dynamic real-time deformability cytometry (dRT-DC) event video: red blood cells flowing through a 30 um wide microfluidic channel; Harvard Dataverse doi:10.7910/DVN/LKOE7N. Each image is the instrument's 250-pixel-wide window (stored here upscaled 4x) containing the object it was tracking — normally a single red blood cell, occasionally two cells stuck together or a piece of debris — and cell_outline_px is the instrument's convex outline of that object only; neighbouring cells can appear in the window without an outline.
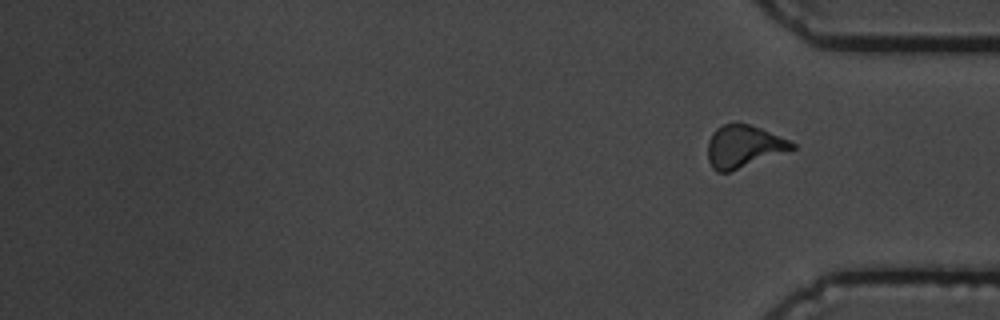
{"species": "common noctule bat (a hibernating species)", "species_latin": "Nyctalus noctula", "temperature_condition": "cold", "stored_images_in_passage": 17, "segment_of_instrument_passage": [2, 2], "camera_frame_rate_fps": 3000, "um_per_image_px": 0.085, "animal": {"sex": "male", "body_mass_g": 19.5, "forearm_length_mm": 54.6}, "frame": {"image": 1, "passage_image": 17, "time_ms": 18.0, "image_size_px": [1000, 320], "cell_outline_px": [[796, 148], [728, 172], [716, 172], [712, 168], [708, 160], [708, 140], [712, 132], [716, 128], [724, 124], [736, 120], [740, 120], [760, 128], [788, 140], [796, 144]], "centroid_in_image_um": [63.16, 12.41], "position_along_channel_um": 372.0, "area_um2": 20.92}}